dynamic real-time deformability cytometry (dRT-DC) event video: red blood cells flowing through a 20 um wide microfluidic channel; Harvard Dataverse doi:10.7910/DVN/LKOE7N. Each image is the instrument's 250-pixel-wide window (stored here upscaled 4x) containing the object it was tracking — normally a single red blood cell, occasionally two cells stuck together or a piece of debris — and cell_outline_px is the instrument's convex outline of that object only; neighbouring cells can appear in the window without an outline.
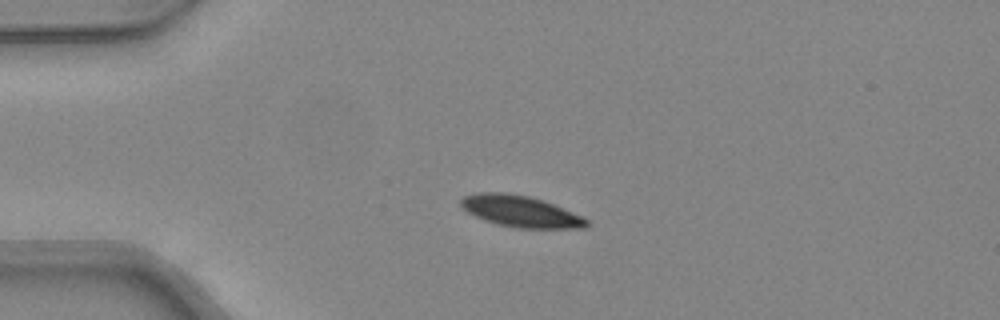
{"species": "common noctule bat (a hibernating species)", "species_latin": "Nyctalus noctula", "temperature_condition": "warm", "stored_images_in_passage": 37, "camera_frame_rate_fps": 3000, "um_per_image_px": 0.085, "animal": {"sex": "female", "body_mass_g": 24.6, "forearm_length_mm": 56.2}, "frame": {"image": 1, "passage_image": 1, "time_ms": 0.0, "image_size_px": [1000, 320], "cell_outline_px": [[588, 228], [516, 228], [496, 224], [484, 220], [468, 212], [460, 204], [460, 200], [464, 196], [476, 192], [504, 192], [528, 196], [552, 204], [580, 216], [588, 220]], "centroid_in_image_um": [44.2, 17.97], "position_along_channel_um": 40.8, "area_um2": 22.72}}
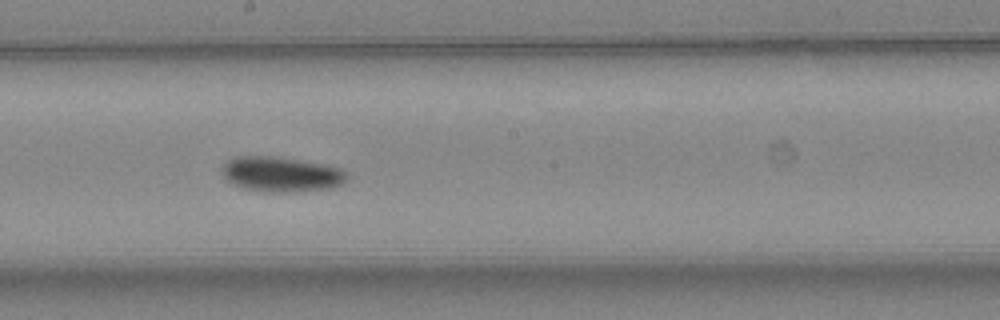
{"frame": {"image": 2, "passage_image": 16, "time_ms": 5.0, "image_size_px": [1000, 320], "cell_outline_px": [[348, 176], [340, 184], [332, 188], [296, 192], [264, 192], [244, 188], [232, 184], [224, 180], [220, 172], [220, 168], [228, 160], [236, 156], [272, 156], [320, 164], [340, 168]], "centroid_in_image_um": [23.81, 14.83], "position_along_channel_um": 224.4, "area_um2": 25.55}}
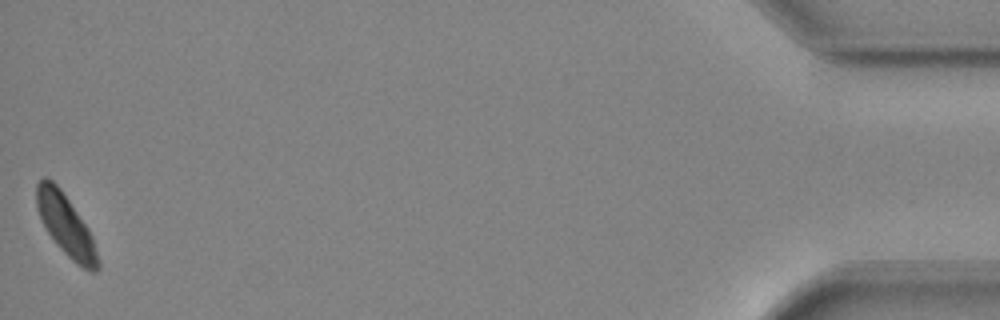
{"frame": {"image": 3, "passage_image": 37, "time_ms": 12.0, "image_size_px": [1000, 320], "cell_outline_px": [[100, 268], [96, 272], [92, 272], [76, 264], [56, 244], [48, 232], [36, 208], [36, 184], [44, 176], [48, 176], [60, 188], [88, 228], [92, 236], [100, 264]], "centroid_in_image_um": [5.59, 19.13], "position_along_channel_um": 429.6, "area_um2": 21.68}, "authors_computed_cell_mechanics": {"area_um2": 23.7558, "velocity_mm_per_s": 4.3124, "shape_relaxation_time_tau1_ms": 2.4035, "shape_relaxation_time_tau2_ms": null, "deformation_change_tau1": 0.0967, "deformation_change_tau2": null}}